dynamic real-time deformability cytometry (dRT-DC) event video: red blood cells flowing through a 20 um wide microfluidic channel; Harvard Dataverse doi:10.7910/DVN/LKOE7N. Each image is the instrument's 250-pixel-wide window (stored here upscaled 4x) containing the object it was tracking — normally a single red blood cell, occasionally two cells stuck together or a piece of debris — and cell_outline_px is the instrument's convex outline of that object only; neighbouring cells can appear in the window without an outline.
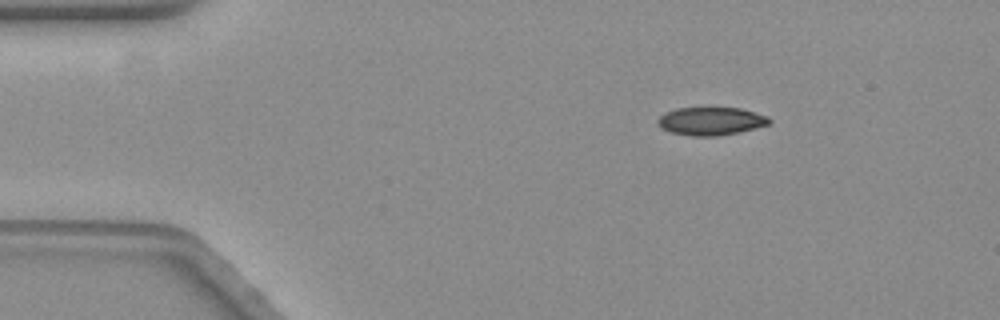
{"species": "common noctule bat (a hibernating species)", "species_latin": "Nyctalus noctula", "temperature_condition": "warm", "stored_images_in_passage": 51, "camera_frame_rate_fps": 3000, "um_per_image_px": 0.085, "animal": {"sex": "female", "body_mass_g": 19.3, "forearm_length_mm": 54.1}, "frame": {"image": 1, "passage_image": 1, "time_ms": 0.0, "image_size_px": [1000, 320], "cell_outline_px": [[772, 120], [768, 124], [740, 132], [716, 136], [692, 136], [672, 132], [660, 128], [656, 120], [664, 112], [676, 108], [716, 104], [740, 108], [756, 112], [768, 116]], "centroid_in_image_um": [60.41, 10.23], "position_along_channel_um": 24.6, "area_um2": 19.19}}
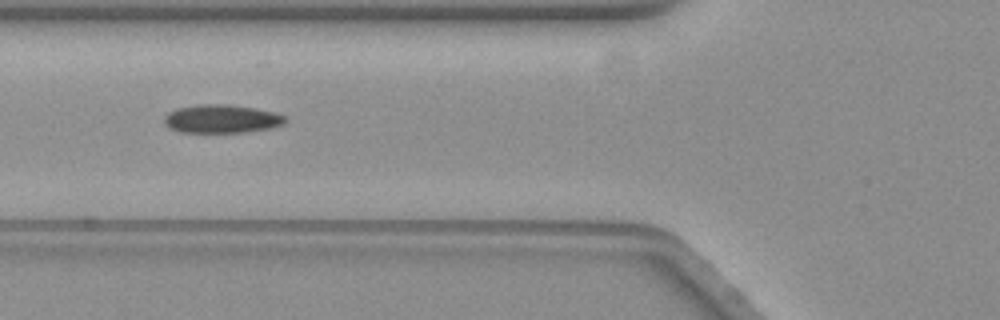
{"frame": {"image": 2, "passage_image": 14, "time_ms": 4.333, "image_size_px": [1000, 320], "cell_outline_px": [[288, 120], [284, 124], [272, 128], [244, 132], [180, 132], [164, 124], [164, 116], [168, 112], [176, 108], [196, 104], [228, 104], [252, 108], [272, 112], [284, 116]], "centroid_in_image_um": [18.82, 10.1], "position_along_channel_um": 107.0, "area_um2": 20.0}}
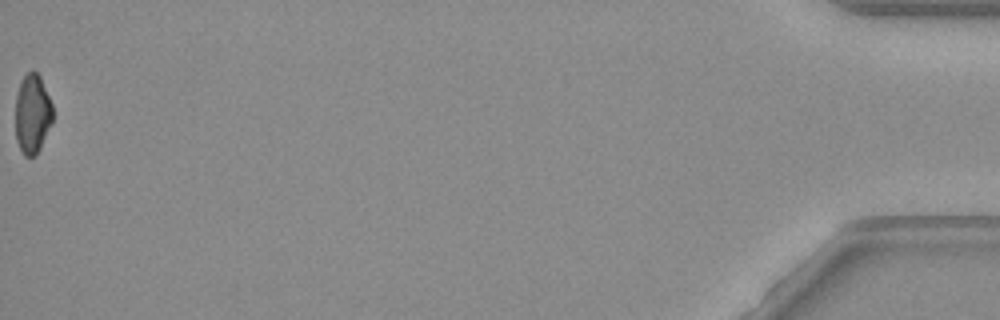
{"frame": {"image": 3, "passage_image": 51, "time_ms": 16.667, "image_size_px": [1000, 320], "cell_outline_px": [[52, 124], [36, 156], [24, 156], [16, 140], [16, 96], [20, 84], [24, 76], [32, 68], [40, 76], [52, 104]], "centroid_in_image_um": [2.76, 9.69], "position_along_channel_um": 432.4, "area_um2": 17.22}, "authors_computed_cell_mechanics": {"area_um2": 19.2474, "velocity_mm_per_s": 3.5211, "shape_relaxation_time_tau1_ms": 4.6874, "shape_relaxation_time_tau2_ms": 5.2491, "deformation_change_tau1": 0.1493, "deformation_change_tau2": 0.1213}}